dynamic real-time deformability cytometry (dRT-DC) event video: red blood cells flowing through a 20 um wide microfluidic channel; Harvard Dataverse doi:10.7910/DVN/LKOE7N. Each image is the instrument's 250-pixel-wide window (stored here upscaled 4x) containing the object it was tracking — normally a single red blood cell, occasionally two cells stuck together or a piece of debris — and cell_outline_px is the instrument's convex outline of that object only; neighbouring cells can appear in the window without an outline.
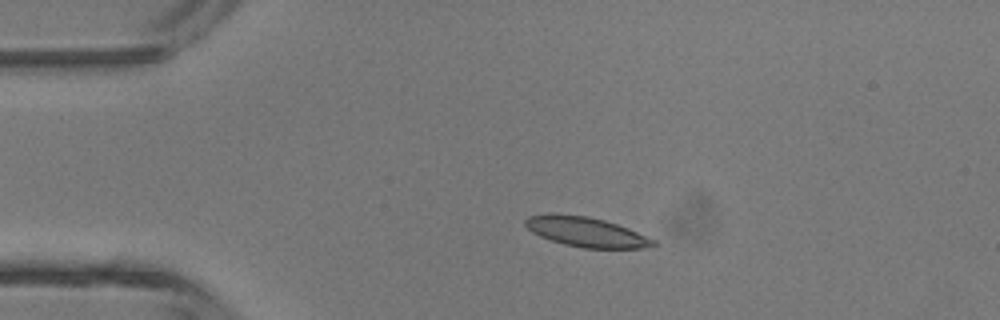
{"species": "common noctule bat (a hibernating species)", "species_latin": "Nyctalus noctula", "temperature_condition": "room temperature", "stored_images_in_passage": 2, "camera_frame_rate_fps": 3000, "um_per_image_px": 0.085, "animal": {"sex": "male", "body_mass_g": 13.3}, "frame": {"image": 1, "passage_image": 2, "time_ms": 0.333, "image_size_px": [1000, 320], "cell_outline_px": [[656, 248], [584, 248], [564, 244], [540, 236], [532, 232], [524, 224], [524, 220], [528, 216], [548, 212], [552, 212], [588, 216], [604, 220], [628, 228], [656, 240]], "centroid_in_image_um": [49.82, 19.7], "position_along_channel_um": 35.2, "area_um2": 22.48}}